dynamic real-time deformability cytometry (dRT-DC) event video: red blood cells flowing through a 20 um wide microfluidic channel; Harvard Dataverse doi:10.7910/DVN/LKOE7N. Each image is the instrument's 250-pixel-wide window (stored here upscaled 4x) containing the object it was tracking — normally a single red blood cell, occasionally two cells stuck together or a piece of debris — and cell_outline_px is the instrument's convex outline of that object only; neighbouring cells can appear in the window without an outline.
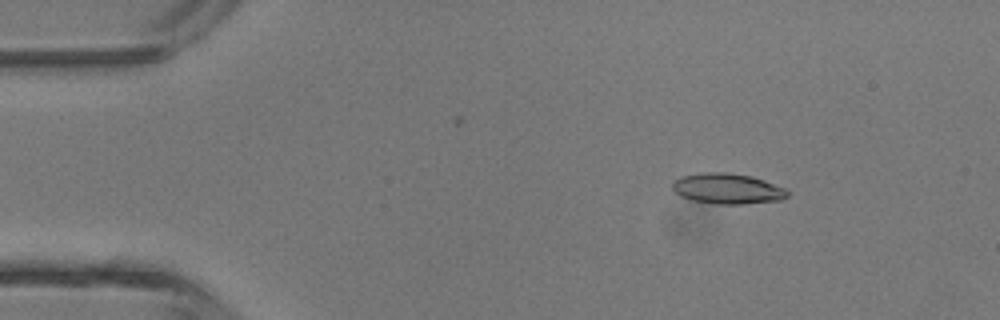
{"species": "common noctule bat (a hibernating species)", "species_latin": "Nyctalus noctula", "temperature_condition": "room temperature", "stored_images_in_passage": 4, "camera_frame_rate_fps": 3000, "um_per_image_px": 0.085, "animal": {"sex": "male", "body_mass_g": 13.3}, "frame": {"image": 1, "passage_image": 2, "time_ms": 1.333, "image_size_px": [1000, 320], "cell_outline_px": [[788, 196], [784, 200], [744, 204], [716, 204], [692, 200], [680, 196], [672, 188], [672, 180], [680, 176], [700, 172], [728, 172], [752, 176], [788, 188]], "centroid_in_image_um": [61.85, 16.03], "position_along_channel_um": 23.1, "area_um2": 20.92}}